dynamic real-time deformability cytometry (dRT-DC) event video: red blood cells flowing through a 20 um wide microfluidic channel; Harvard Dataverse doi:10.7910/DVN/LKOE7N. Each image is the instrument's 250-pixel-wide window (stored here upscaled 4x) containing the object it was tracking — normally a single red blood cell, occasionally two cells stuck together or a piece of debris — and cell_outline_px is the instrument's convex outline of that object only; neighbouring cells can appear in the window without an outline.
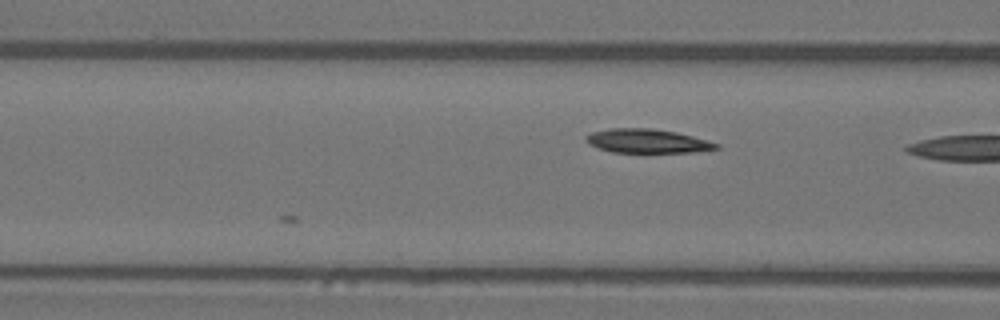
{"species": "Egyptian fruit bat (a non-hibernating species)", "species_latin": "Rousettus aegyptiacus", "temperature_condition": "warm", "stored_images_in_passage": 18, "camera_frame_rate_fps": 3000, "um_per_image_px": 0.085, "animal": {"sex": "female"}, "frame": {"image": 1, "passage_image": 18, "time_ms": 5.667, "image_size_px": [1000, 320], "cell_outline_px": [[720, 148], [696, 152], [612, 152], [588, 144], [584, 136], [592, 132], [608, 128], [652, 128], [676, 132], [692, 136], [720, 144]], "centroid_in_image_um": [55.01, 11.98], "position_along_channel_um": 111.6, "area_um2": 18.15}}